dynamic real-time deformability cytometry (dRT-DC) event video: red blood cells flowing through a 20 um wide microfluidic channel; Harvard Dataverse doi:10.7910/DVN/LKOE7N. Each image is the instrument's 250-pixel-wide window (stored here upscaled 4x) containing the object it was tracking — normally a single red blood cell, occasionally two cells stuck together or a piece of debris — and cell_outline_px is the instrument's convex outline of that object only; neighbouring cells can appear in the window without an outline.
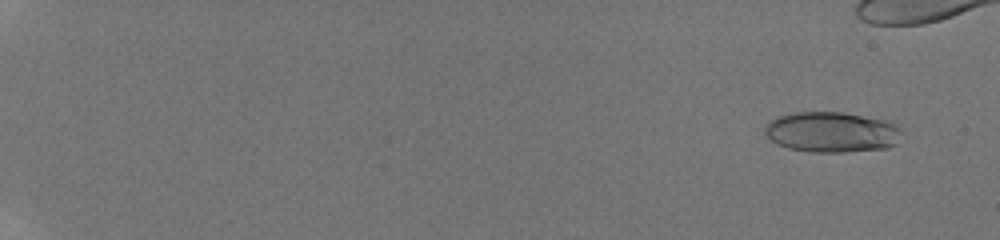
{"species": "human", "species_latin": "Homo sapiens", "temperature_condition": "room temperature", "stored_images_in_passage": 63, "camera_frame_rate_fps": 3000, "um_per_image_px": 0.085, "donor": {"sex": "male"}, "frame": {"image": 1, "passage_image": 1, "time_ms": 0.0, "image_size_px": [1000, 240], "cell_outline_px": [[900, 132], [896, 144], [888, 148], [844, 152], [812, 152], [788, 148], [776, 144], [764, 132], [764, 128], [768, 120], [776, 116], [792, 112], [844, 112], [880, 120], [892, 124], [900, 128]], "centroid_in_image_um": [70.61, 11.23], "position_along_channel_um": 14.4, "area_um2": 32.19}}
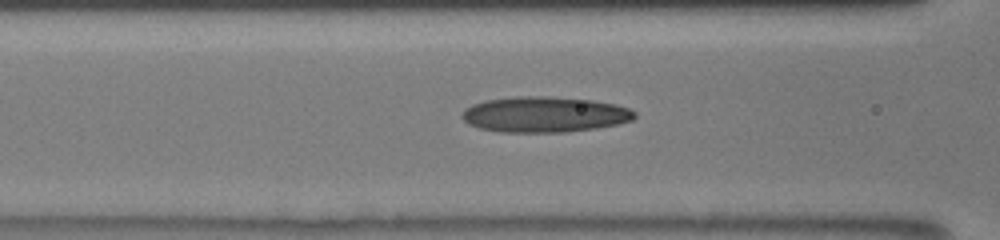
{"frame": {"image": 2, "passage_image": 50, "time_ms": 8.0, "image_size_px": [1000, 240], "cell_outline_px": [[636, 116], [632, 120], [616, 124], [596, 128], [564, 132], [504, 132], [480, 128], [468, 124], [460, 116], [472, 104], [484, 100], [516, 96], [544, 96], [592, 100], [612, 104], [628, 108], [636, 112]], "centroid_in_image_um": [46.27, 9.73], "position_along_channel_um": 120.3, "area_um2": 35.6}}
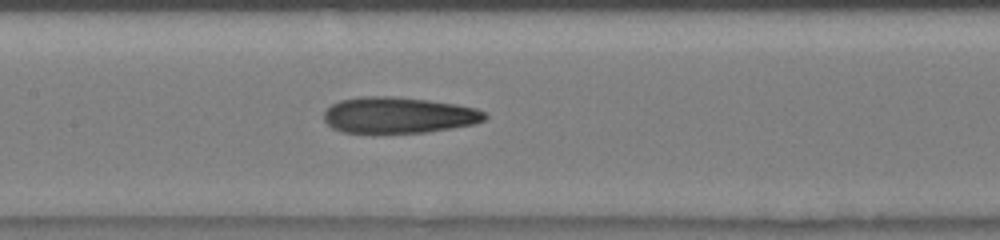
{"frame": {"image": 3, "passage_image": 59, "time_ms": 9.333, "image_size_px": [1000, 240], "cell_outline_px": [[488, 116], [484, 120], [472, 124], [424, 132], [344, 132], [332, 128], [324, 120], [324, 112], [332, 104], [340, 100], [368, 96], [388, 96], [424, 100], [456, 104], [476, 108], [484, 112]], "centroid_in_image_um": [33.85, 9.78], "position_along_channel_um": 173.5, "area_um2": 33.23}}